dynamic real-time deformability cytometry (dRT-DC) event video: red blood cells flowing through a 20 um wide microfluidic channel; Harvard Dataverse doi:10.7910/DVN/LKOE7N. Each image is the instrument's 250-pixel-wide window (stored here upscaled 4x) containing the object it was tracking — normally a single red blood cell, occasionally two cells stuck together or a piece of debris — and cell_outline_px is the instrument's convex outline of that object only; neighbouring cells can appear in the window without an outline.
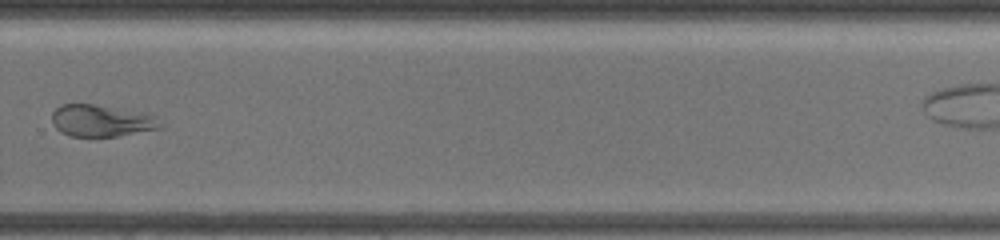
{"species": "common noctule bat (a hibernating species)", "species_latin": "Nyctalus noctula", "temperature_condition": "warm", "stored_images_in_passage": 26, "camera_frame_rate_fps": 3000, "um_per_image_px": 0.085, "animal": {"sex": "female", "body_mass_g": 19.5, "forearm_length_mm": 54.1}, "frame": {"image": 1, "passage_image": 21, "time_ms": 15.333, "image_size_px": [1000, 240], "cell_outline_px": [[164, 124], [160, 128], [116, 136], [68, 136], [60, 132], [52, 124], [52, 112], [60, 104], [92, 104], [140, 112], [156, 116]], "centroid_in_image_um": [8.59, 10.26], "position_along_channel_um": 321.2, "area_um2": 20.06}}